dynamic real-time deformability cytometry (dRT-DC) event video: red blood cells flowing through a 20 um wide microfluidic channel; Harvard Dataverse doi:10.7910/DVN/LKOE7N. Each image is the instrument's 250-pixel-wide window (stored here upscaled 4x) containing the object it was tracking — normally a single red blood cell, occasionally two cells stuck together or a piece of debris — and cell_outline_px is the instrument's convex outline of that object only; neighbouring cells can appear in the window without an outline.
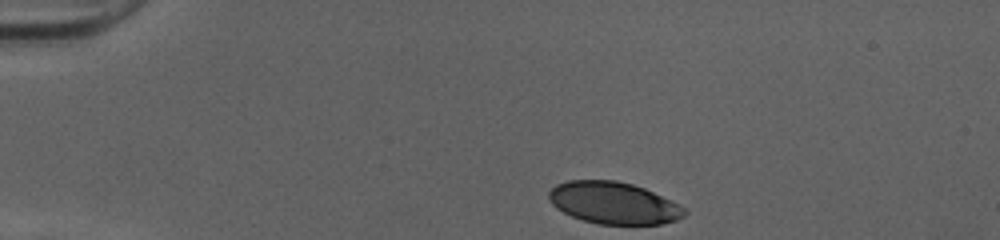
{"species": "human", "species_latin": "Homo sapiens", "temperature_condition": "cold", "stored_images_in_passage": 34, "camera_frame_rate_fps": 3000, "um_per_image_px": 0.085, "donor": {"sex": "female"}, "frame": {"image": 1, "passage_image": 1, "time_ms": 0.0, "image_size_px": [1000, 240], "cell_outline_px": [[688, 212], [684, 216], [676, 220], [660, 224], [600, 224], [584, 220], [572, 216], [556, 208], [552, 204], [548, 196], [548, 192], [556, 184], [568, 180], [616, 180], [632, 184], [644, 188], [680, 204]], "centroid_in_image_um": [52.16, 17.24], "position_along_channel_um": 32.8, "area_um2": 33.12}}
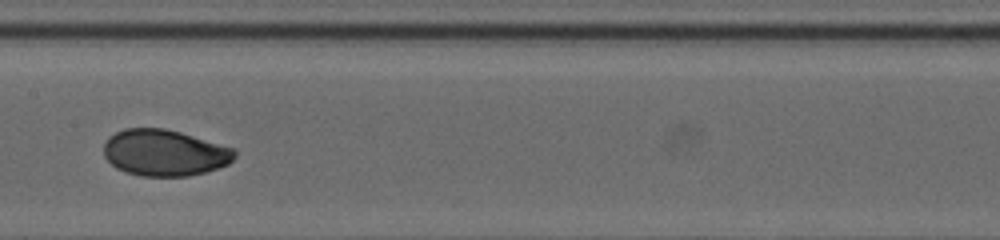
{"frame": {"image": 2, "passage_image": 18, "time_ms": 5.667, "image_size_px": [1000, 240], "cell_outline_px": [[236, 156], [228, 164], [204, 172], [188, 176], [140, 176], [116, 168], [104, 156], [104, 144], [108, 136], [124, 128], [164, 128], [180, 132], [236, 148]], "centroid_in_image_um": [13.99, 12.97], "position_along_channel_um": 193.4, "area_um2": 35.43}}
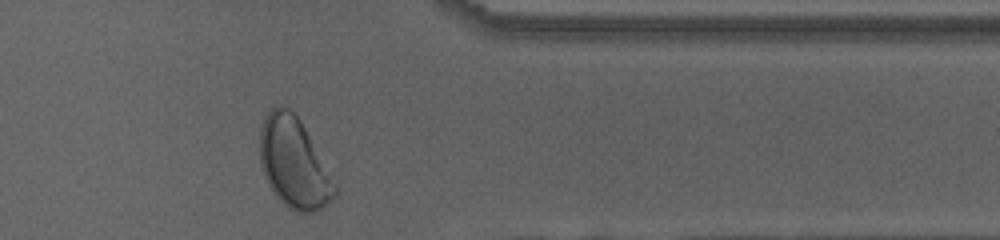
{"frame": {"image": 3, "passage_image": 33, "time_ms": 10.667, "image_size_px": [1000, 240], "cell_outline_px": [[336, 196], [332, 200], [320, 208], [312, 212], [296, 212], [288, 208], [276, 196], [268, 184], [264, 176], [260, 164], [260, 124], [264, 116], [276, 104], [280, 104], [288, 108], [300, 120], [336, 184]], "centroid_in_image_um": [24.95, 13.84], "position_along_channel_um": 386.5, "area_um2": 39.25}, "authors_computed_cell_mechanics": {"area_um2": 35.2869, "velocity_mm_per_s": 4.0143, "shape_relaxation_time_tau1_ms": 3.3667, "shape_relaxation_time_tau2_ms": null, "deformation_change_tau1": 0.1399, "deformation_change_tau2": null}}